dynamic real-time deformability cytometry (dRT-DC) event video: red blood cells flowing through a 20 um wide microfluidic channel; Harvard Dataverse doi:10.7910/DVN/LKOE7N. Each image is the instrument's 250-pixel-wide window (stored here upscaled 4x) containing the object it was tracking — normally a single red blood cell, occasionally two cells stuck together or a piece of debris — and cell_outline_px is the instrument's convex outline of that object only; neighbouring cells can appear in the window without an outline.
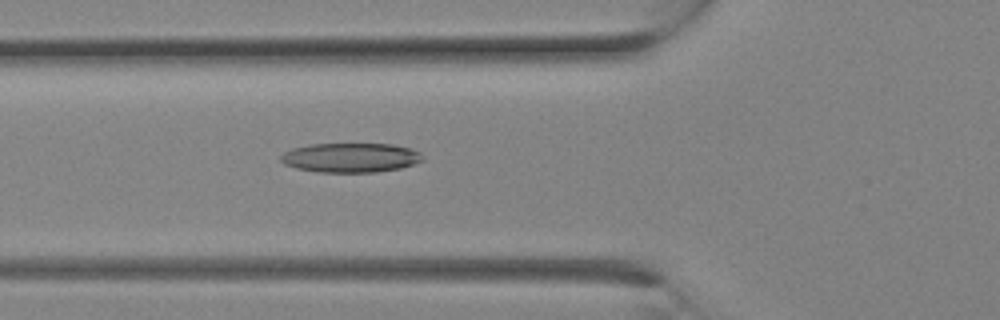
{"species": "Egyptian fruit bat (a non-hibernating species)", "species_latin": "Rousettus aegyptiacus", "temperature_condition": "room temperature", "stored_images_in_passage": 4, "camera_frame_rate_fps": 3000, "um_per_image_px": 0.085, "animal": {"sex": "female"}, "frame": {"image": 1, "passage_image": 4, "time_ms": 1.0, "image_size_px": [1000, 320], "cell_outline_px": [[424, 160], [400, 168], [376, 172], [320, 172], [296, 168], [284, 164], [280, 160], [280, 156], [284, 152], [292, 148], [312, 144], [392, 144], [412, 148], [420, 152], [424, 156]], "centroid_in_image_um": [29.81, 13.39], "position_along_channel_um": 96.0, "area_um2": 24.39}}